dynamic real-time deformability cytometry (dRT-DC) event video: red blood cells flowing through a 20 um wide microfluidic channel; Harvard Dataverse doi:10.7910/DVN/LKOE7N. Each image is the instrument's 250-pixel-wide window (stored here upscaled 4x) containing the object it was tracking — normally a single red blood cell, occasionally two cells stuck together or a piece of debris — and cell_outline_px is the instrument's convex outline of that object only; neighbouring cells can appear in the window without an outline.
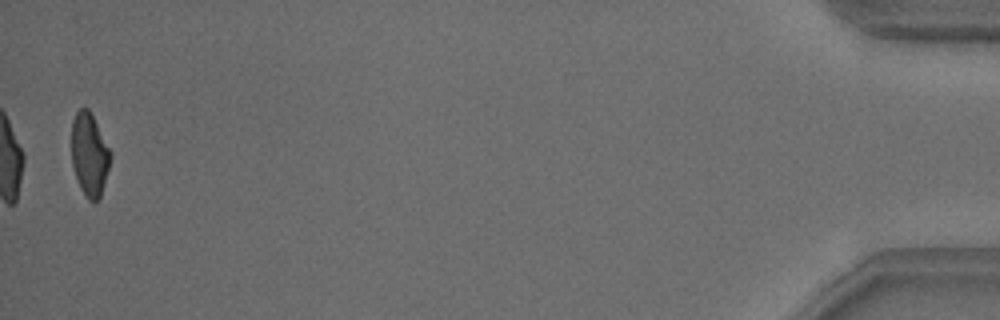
{"species": "common noctule bat (a hibernating species)", "species_latin": "Nyctalus noctula", "temperature_condition": "warm", "stored_images_in_passage": 47, "camera_frame_rate_fps": 3000, "um_per_image_px": 0.085, "animal": {"sex": "male", "body_mass_g": 18.8}, "frame": {"image": 1, "passage_image": 46, "time_ms": 15.0, "image_size_px": [1000, 320], "cell_outline_px": [[112, 156], [100, 196], [96, 200], [88, 200], [80, 188], [72, 164], [72, 120], [76, 112], [80, 108], [88, 108], [112, 152]], "centroid_in_image_um": [7.6, 13.11], "position_along_channel_um": 427.6, "area_um2": 18.61}, "authors_computed_cell_mechanics": {"area_um2": 20.3456, "velocity_mm_per_s": 3.8316, "shape_relaxation_time_tau1_ms": 6.4994, "shape_relaxation_time_tau2_ms": 2.1913, "deformation_change_tau1": 0.2112, "deformation_change_tau2": 0.0722}}